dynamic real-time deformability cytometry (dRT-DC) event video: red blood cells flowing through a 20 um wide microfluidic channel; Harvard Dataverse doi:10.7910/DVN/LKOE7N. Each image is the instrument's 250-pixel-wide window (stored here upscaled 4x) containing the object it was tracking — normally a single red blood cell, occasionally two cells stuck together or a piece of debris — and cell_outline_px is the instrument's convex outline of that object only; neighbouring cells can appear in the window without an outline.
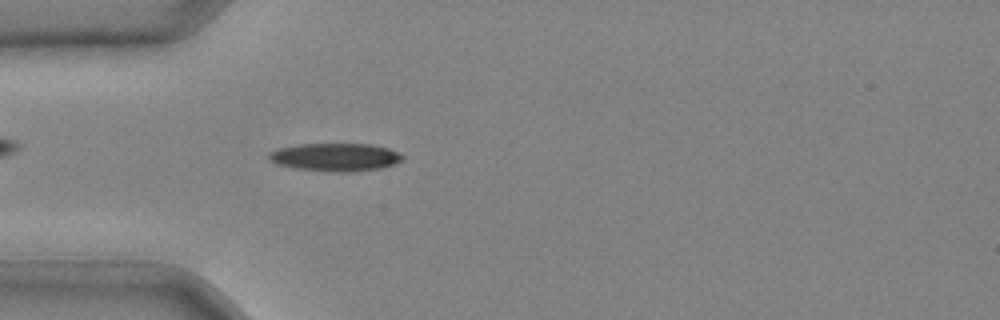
{"species": "common noctule bat (a hibernating species)", "species_latin": "Nyctalus noctula", "temperature_condition": "cold", "stored_images_in_passage": 41, "camera_frame_rate_fps": 3000, "um_per_image_px": 0.085, "animal": {"sex": "male", "body_mass_g": 20.4}, "frame": {"image": 1, "passage_image": 12, "time_ms": 3.667, "image_size_px": [1000, 320], "cell_outline_px": [[404, 160], [396, 164], [384, 168], [348, 172], [332, 172], [296, 168], [276, 164], [268, 160], [268, 152], [276, 148], [300, 144], [368, 144], [388, 148], [400, 152], [404, 156]], "centroid_in_image_um": [28.52, 13.36], "position_along_channel_um": 56.5, "area_um2": 22.14}}
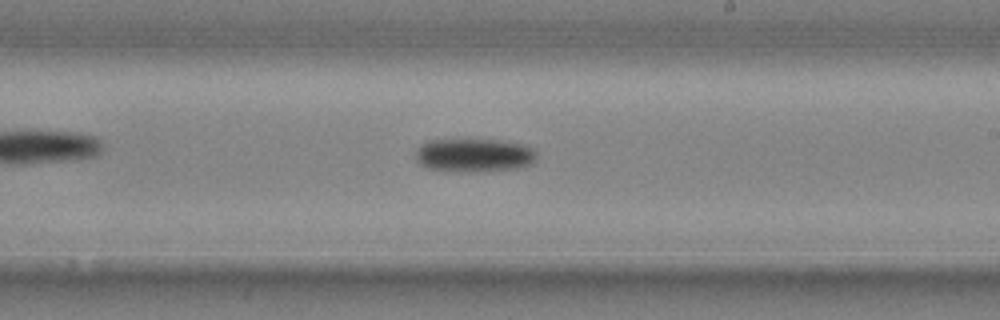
{"frame": {"image": 2, "passage_image": 25, "time_ms": 8.0, "image_size_px": [1000, 320], "cell_outline_px": [[536, 160], [532, 164], [516, 168], [456, 172], [428, 168], [420, 164], [416, 160], [416, 148], [428, 140], [500, 140], [528, 144], [536, 152]], "centroid_in_image_um": [40.31, 13.18], "position_along_channel_um": 248.7, "area_um2": 23.64}}
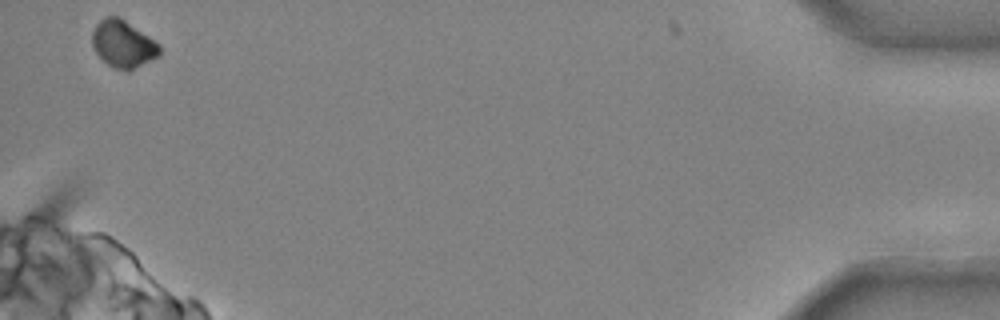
{"frame": {"image": 3, "passage_image": 41, "time_ms": 13.333, "image_size_px": [1000, 320], "cell_outline_px": [[160, 56], [128, 72], [112, 68], [96, 52], [92, 44], [92, 32], [96, 24], [104, 16], [120, 16], [160, 44]], "centroid_in_image_um": [10.47, 3.74], "position_along_channel_um": 424.7, "area_um2": 18.73}}